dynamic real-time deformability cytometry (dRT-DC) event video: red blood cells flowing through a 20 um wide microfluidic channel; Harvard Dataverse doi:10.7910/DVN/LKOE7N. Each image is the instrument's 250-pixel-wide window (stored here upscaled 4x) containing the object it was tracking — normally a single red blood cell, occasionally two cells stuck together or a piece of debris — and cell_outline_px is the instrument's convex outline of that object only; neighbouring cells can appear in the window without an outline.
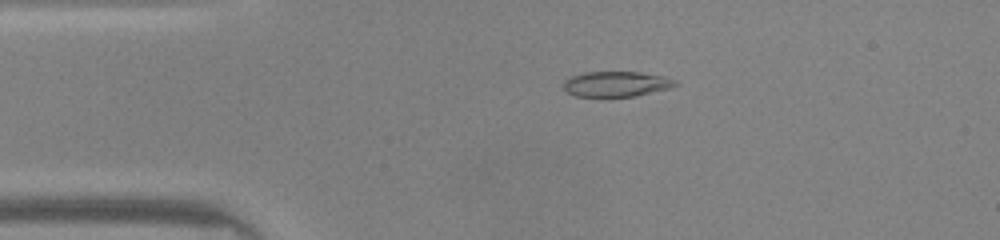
{"species": "common noctule bat (a hibernating species)", "species_latin": "Nyctalus noctula", "temperature_condition": "warm", "stored_images_in_passage": 43, "camera_frame_rate_fps": 3000, "um_per_image_px": 0.085, "animal": {"sex": "male", "body_mass_g": 20.0, "forearm_length_mm": 53.3}, "frame": {"image": 1, "passage_image": 5, "time_ms": 1.333, "image_size_px": [1000, 240], "cell_outline_px": [[680, 84], [672, 88], [636, 96], [576, 96], [568, 92], [564, 88], [564, 80], [572, 76], [584, 72], [640, 72], [660, 76], [676, 80]], "centroid_in_image_um": [52.42, 7.14], "position_along_channel_um": 32.6, "area_um2": 16.42}}
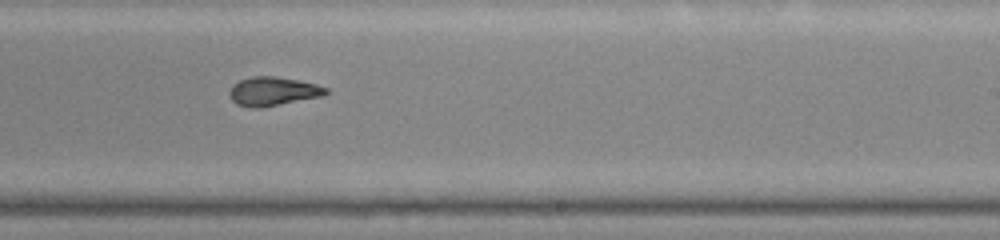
{"frame": {"image": 2, "passage_image": 24, "time_ms": 7.667, "image_size_px": [1000, 240], "cell_outline_px": [[328, 92], [320, 96], [260, 108], [252, 108], [236, 104], [228, 96], [228, 92], [232, 84], [240, 80], [252, 76], [276, 76], [316, 84], [328, 88]], "centroid_in_image_um": [23.13, 7.76], "position_along_channel_um": 265.9, "area_um2": 16.13}}
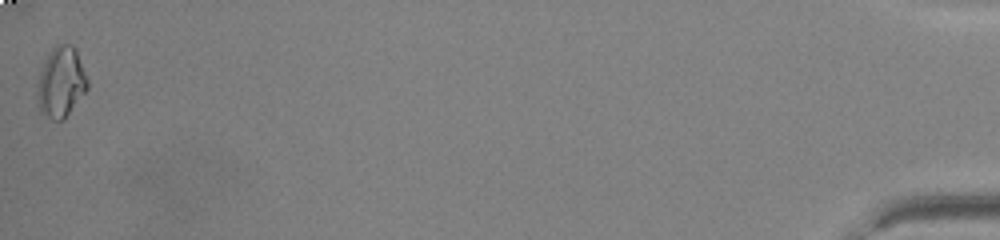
{"frame": {"image": 3, "passage_image": 43, "time_ms": 14.0, "image_size_px": [1000, 240], "cell_outline_px": [[88, 88], [64, 120], [52, 120], [40, 112], [36, 92], [40, 72], [48, 52], [56, 44], [72, 44], [76, 48], [88, 80]], "centroid_in_image_um": [5.19, 6.98], "position_along_channel_um": 430.0, "area_um2": 20.75}, "authors_computed_cell_mechanics": {"area_um2": 16.6464, "velocity_mm_per_s": 4.2329, "shape_relaxation_time_tau1_ms": null, "shape_relaxation_time_tau2_ms": 1.4867, "deformation_change_tau1": null, "deformation_change_tau2": 0.0521}}